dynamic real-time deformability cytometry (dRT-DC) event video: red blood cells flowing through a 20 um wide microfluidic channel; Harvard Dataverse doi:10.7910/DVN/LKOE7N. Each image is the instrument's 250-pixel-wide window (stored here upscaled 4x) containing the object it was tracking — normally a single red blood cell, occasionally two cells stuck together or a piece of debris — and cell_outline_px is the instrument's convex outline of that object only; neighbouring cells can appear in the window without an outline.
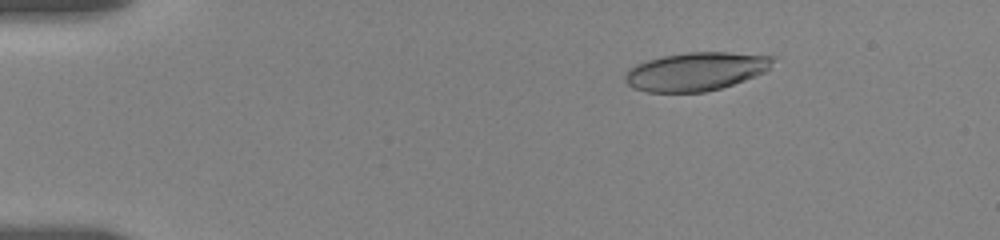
{"species": "human", "species_latin": "Homo sapiens", "temperature_condition": "room temperature", "stored_images_in_passage": 56, "camera_frame_rate_fps": 3000, "um_per_image_px": 0.085, "donor": {"sex": "female"}, "frame": {"image": 1, "passage_image": 9, "time_ms": 2.667, "image_size_px": [1000, 240], "cell_outline_px": [[780, 56], [764, 72], [756, 76], [720, 88], [704, 92], [648, 92], [632, 88], [624, 80], [624, 76], [628, 68], [636, 64], [648, 60], [664, 56], [688, 52], [728, 52]], "centroid_in_image_um": [59.17, 6.06], "position_along_channel_um": 25.8, "area_um2": 33.23}}
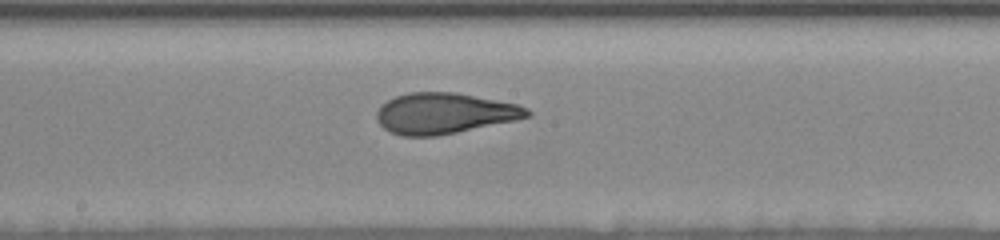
{"frame": {"image": 2, "passage_image": 31, "time_ms": 10.0, "image_size_px": [1000, 240], "cell_outline_px": [[532, 116], [516, 120], [436, 136], [404, 136], [392, 132], [384, 128], [376, 120], [376, 112], [380, 104], [396, 96], [408, 92], [452, 92], [520, 104], [528, 108], [532, 112]], "centroid_in_image_um": [37.78, 9.63], "position_along_channel_um": 210.4, "area_um2": 35.84}}
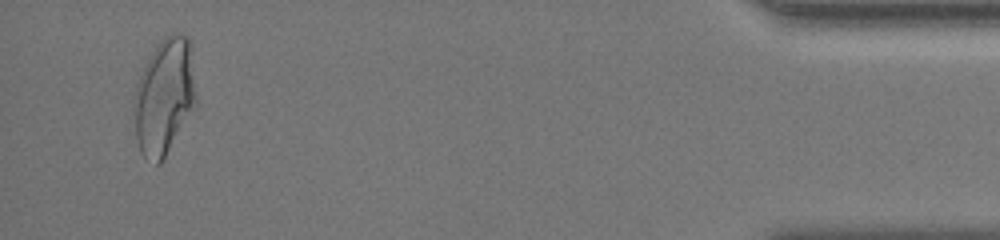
{"frame": {"image": 3, "passage_image": 54, "time_ms": 17.667, "image_size_px": [1000, 240], "cell_outline_px": [[196, 104], [160, 164], [156, 164], [144, 156], [140, 152], [136, 136], [132, 104], [132, 96], [136, 84], [152, 52], [160, 40], [164, 36], [172, 32], [180, 32], [188, 36], [192, 44], [196, 96]], "centroid_in_image_um": [13.97, 8.14], "position_along_channel_um": 421.2, "area_um2": 42.37}, "authors_computed_cell_mechanics": {"area_um2": 35.6915, "velocity_mm_per_s": 3.6265, "shape_relaxation_time_tau1_ms": 4.7497, "shape_relaxation_time_tau2_ms": 1.3923, "deformation_change_tau1": 0.2186, "deformation_change_tau2": 0.0785}}